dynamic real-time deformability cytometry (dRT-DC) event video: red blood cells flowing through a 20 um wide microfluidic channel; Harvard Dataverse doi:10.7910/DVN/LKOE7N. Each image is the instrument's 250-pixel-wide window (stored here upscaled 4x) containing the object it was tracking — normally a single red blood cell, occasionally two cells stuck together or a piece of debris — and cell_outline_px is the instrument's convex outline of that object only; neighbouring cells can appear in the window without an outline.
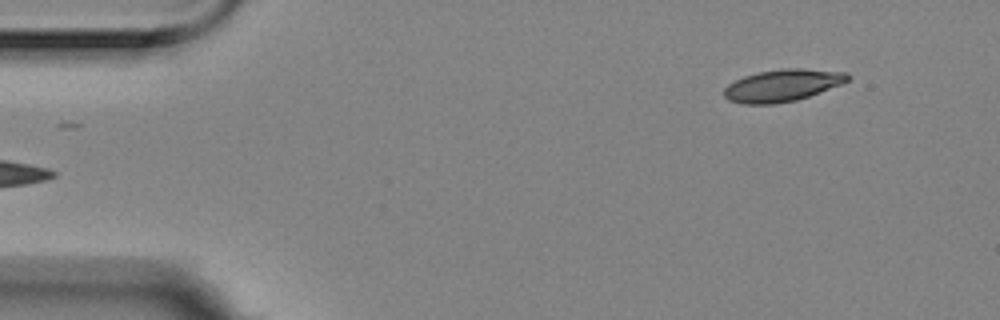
{"species": "Egyptian fruit bat (a non-hibernating species)", "species_latin": "Rousettus aegyptiacus", "temperature_condition": "room temperature", "stored_images_in_passage": 5, "segment_of_instrument_passage": [2, 2], "camera_frame_rate_fps": 3000, "um_per_image_px": 0.085, "animal": {"sex": "female"}, "frame": {"image": 1, "passage_image": 5, "time_ms": 1.333, "image_size_px": [1000, 320], "cell_outline_px": [[852, 76], [848, 80], [840, 84], [808, 96], [796, 100], [772, 104], [744, 104], [728, 100], [724, 96], [724, 88], [728, 84], [744, 76], [760, 72], [784, 68], [800, 68], [848, 72]], "centroid_in_image_um": [66.5, 7.25], "position_along_channel_um": 18.5, "area_um2": 22.95}}